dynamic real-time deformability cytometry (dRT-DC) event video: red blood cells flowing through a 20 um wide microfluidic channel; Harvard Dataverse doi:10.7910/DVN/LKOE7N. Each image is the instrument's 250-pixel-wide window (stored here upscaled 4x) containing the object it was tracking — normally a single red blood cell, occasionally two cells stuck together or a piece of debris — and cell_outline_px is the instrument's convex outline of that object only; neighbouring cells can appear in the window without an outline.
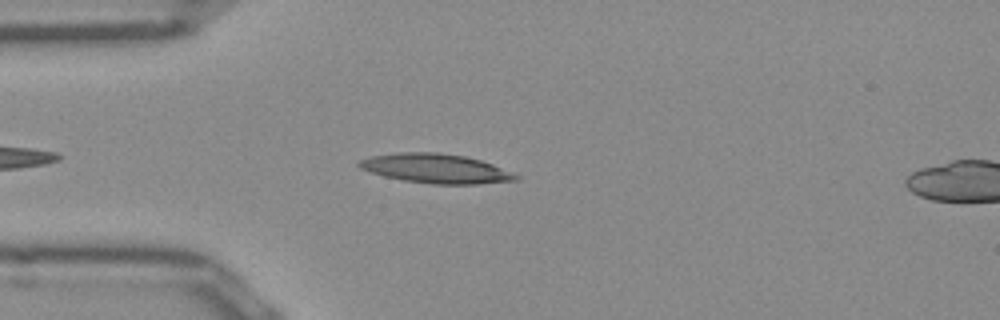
{"species": "Egyptian fruit bat (a non-hibernating species)", "species_latin": "Rousettus aegyptiacus", "temperature_condition": "room temperature", "stored_images_in_passage": 40, "camera_frame_rate_fps": 3000, "um_per_image_px": 0.085, "frame": {"image": 1, "passage_image": 5, "time_ms": 1.333, "image_size_px": [1000, 320], "cell_outline_px": [[520, 180], [476, 184], [432, 184], [404, 180], [384, 176], [360, 168], [356, 164], [360, 160], [372, 156], [400, 152], [436, 152], [464, 156], [480, 160], [492, 164], [520, 176]], "centroid_in_image_um": [37.06, 14.32], "position_along_channel_um": 47.9, "area_um2": 26.59}}
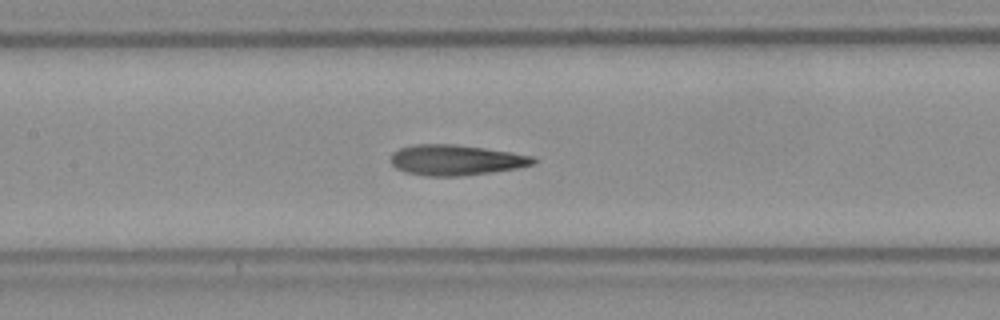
{"frame": {"image": 2, "passage_image": 15, "time_ms": 4.667, "image_size_px": [1000, 320], "cell_outline_px": [[536, 160], [532, 164], [516, 168], [460, 176], [428, 176], [404, 172], [396, 168], [392, 164], [392, 152], [400, 148], [416, 144], [456, 144], [484, 148], [532, 156]], "centroid_in_image_um": [38.69, 13.6], "position_along_channel_um": 168.7, "area_um2": 24.97}}
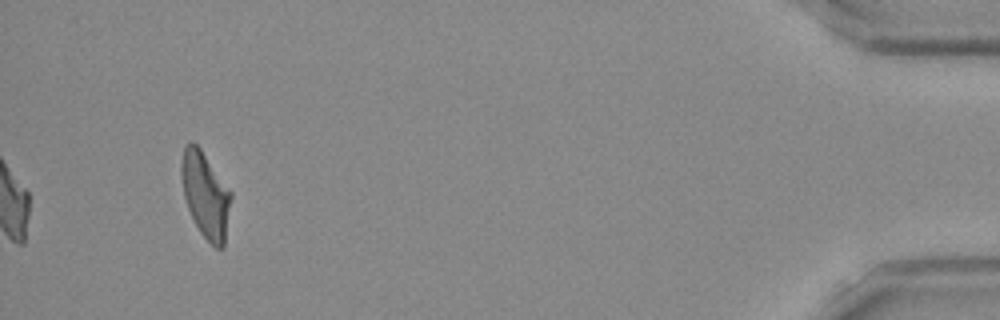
{"frame": {"image": 3, "passage_image": 40, "time_ms": 13.0, "image_size_px": [1000, 320], "cell_outline_px": [[232, 196], [224, 248], [216, 248], [200, 232], [188, 208], [184, 196], [180, 176], [180, 164], [184, 148], [188, 144], [196, 144], [200, 148], [232, 192]], "centroid_in_image_um": [17.47, 16.58], "position_along_channel_um": 417.7, "area_um2": 24.62}, "authors_computed_cell_mechanics": {"area_um2": 24.6228, "velocity_mm_per_s": 3.9245, "shape_relaxation_time_tau1_ms": 10.8591, "shape_relaxation_time_tau2_ms": 2.5868, "deformation_change_tau1": 0.2871, "deformation_change_tau2": 0.1154}}